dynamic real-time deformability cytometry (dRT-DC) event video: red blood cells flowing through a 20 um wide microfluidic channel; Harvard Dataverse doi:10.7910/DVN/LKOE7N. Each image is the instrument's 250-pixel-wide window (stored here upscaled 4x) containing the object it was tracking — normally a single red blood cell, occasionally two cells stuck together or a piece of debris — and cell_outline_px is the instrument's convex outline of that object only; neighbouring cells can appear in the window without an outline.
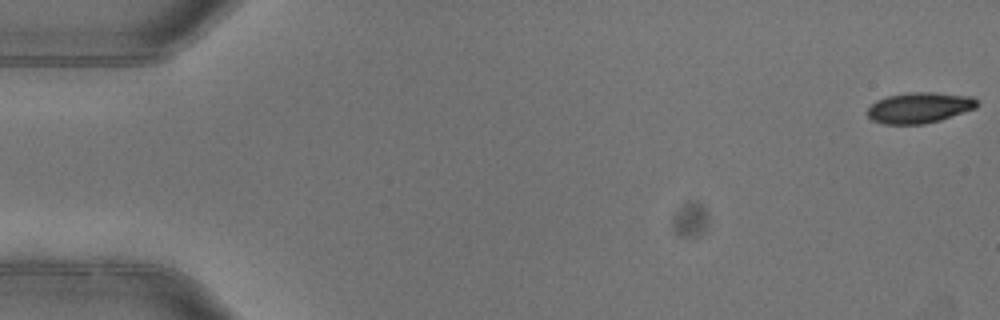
{"species": "common noctule bat (a hibernating species)", "species_latin": "Nyctalus noctula", "temperature_condition": "warm", "stored_images_in_passage": 5, "camera_frame_rate_fps": 3000, "um_per_image_px": 0.085, "animal": {"sex": "female"}, "frame": {"image": 1, "passage_image": 1, "time_ms": 0.0, "image_size_px": [1000, 320], "cell_outline_px": [[980, 104], [976, 108], [940, 120], [924, 124], [884, 124], [872, 120], [868, 116], [868, 108], [876, 100], [888, 96], [912, 92], [932, 92], [972, 96]], "centroid_in_image_um": [78.16, 9.15], "position_along_channel_um": 6.8, "area_um2": 19.59}}
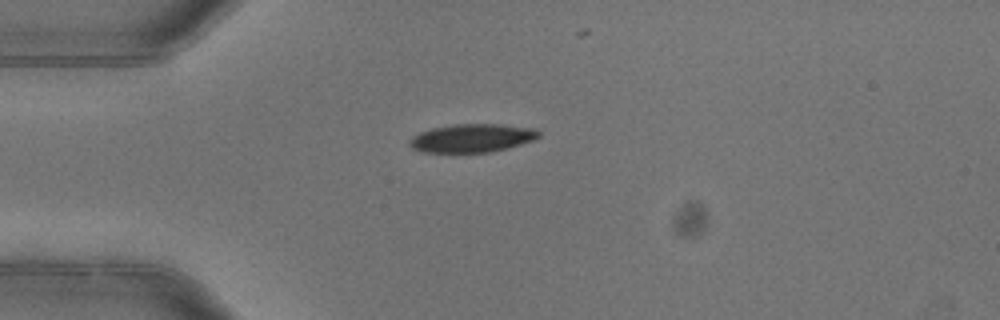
{"frame": {"image": 2, "passage_image": 4, "time_ms": 1.0, "image_size_px": [1000, 320], "cell_outline_px": [[540, 136], [532, 140], [508, 148], [488, 152], [424, 152], [412, 148], [408, 144], [408, 140], [412, 136], [420, 132], [432, 128], [452, 124], [500, 124], [536, 128], [540, 132]], "centroid_in_image_um": [40.11, 11.73], "position_along_channel_um": 44.9, "area_um2": 21.39}}